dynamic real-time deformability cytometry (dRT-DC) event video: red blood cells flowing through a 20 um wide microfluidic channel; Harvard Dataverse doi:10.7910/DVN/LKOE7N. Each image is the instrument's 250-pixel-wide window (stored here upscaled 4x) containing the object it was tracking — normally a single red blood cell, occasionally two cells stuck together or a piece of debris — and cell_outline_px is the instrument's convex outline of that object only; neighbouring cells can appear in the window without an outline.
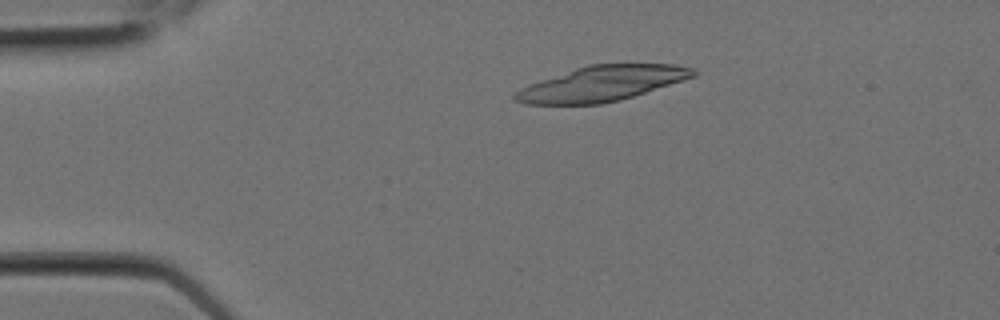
{"species": "Egyptian fruit bat (a non-hibernating species)", "species_latin": "Rousettus aegyptiacus", "temperature_condition": "room temperature", "stored_images_in_passage": 3, "camera_frame_rate_fps": 3000, "um_per_image_px": 0.085, "animal": {"sex": "female"}, "frame": {"image": 1, "passage_image": 1, "time_ms": 0.0, "image_size_px": [1000, 320], "cell_outline_px": [[700, 72], [696, 76], [620, 100], [600, 104], [524, 104], [512, 100], [512, 96], [516, 92], [532, 84], [576, 68], [588, 64], [672, 64], [696, 68]], "centroid_in_image_um": [51.22, 7.1], "position_along_channel_um": 33.8, "area_um2": 36.07}}